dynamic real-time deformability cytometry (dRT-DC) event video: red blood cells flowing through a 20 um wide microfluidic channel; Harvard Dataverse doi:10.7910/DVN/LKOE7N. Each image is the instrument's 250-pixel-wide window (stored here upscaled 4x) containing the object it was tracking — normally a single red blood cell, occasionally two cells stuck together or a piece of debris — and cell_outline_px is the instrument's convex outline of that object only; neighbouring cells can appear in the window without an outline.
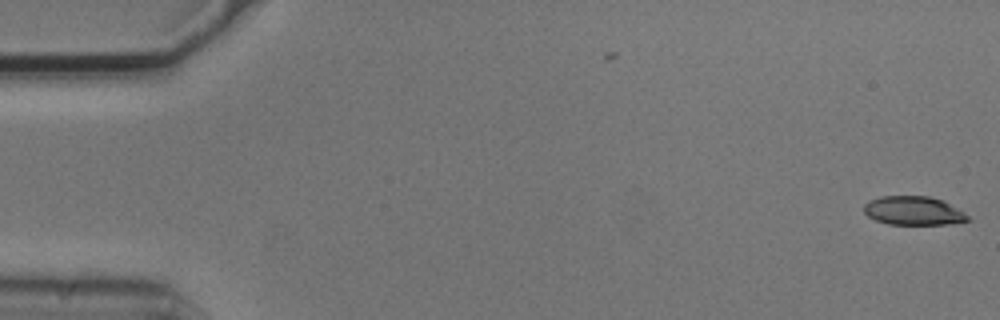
{"species": "common noctule bat (a hibernating species)", "species_latin": "Nyctalus noctula", "temperature_condition": "cold", "stored_images_in_passage": 2, "camera_frame_rate_fps": 3000, "um_per_image_px": 0.085, "animal": {"sex": "male", "body_mass_g": 20.5, "forearm_length_mm": 52.5}, "frame": {"image": 1, "passage_image": 2, "time_ms": 0.333, "image_size_px": [1000, 320], "cell_outline_px": [[972, 220], [952, 224], [888, 224], [876, 220], [868, 216], [864, 212], [864, 204], [868, 200], [880, 196], [928, 196], [944, 200], [964, 212]], "centroid_in_image_um": [77.66, 17.91], "position_along_channel_um": 7.3, "area_um2": 17.57}}